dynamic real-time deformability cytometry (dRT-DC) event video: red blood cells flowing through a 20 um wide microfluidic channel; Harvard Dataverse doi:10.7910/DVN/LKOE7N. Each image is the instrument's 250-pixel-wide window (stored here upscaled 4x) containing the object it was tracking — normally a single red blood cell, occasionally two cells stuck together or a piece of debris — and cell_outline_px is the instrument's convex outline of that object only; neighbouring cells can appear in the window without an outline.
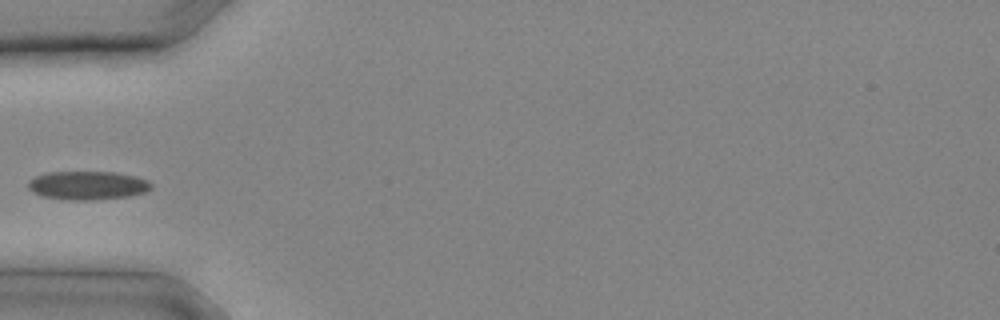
{"species": "common noctule bat (a hibernating species)", "species_latin": "Nyctalus noctula", "temperature_condition": "cold", "stored_images_in_passage": 5, "camera_frame_rate_fps": 3000, "um_per_image_px": 0.085, "animal": {"sex": "male", "body_mass_g": 20.4}, "frame": {"image": 1, "passage_image": 1, "time_ms": 0.0, "image_size_px": [1000, 320], "cell_outline_px": [[152, 188], [144, 192], [128, 196], [92, 200], [68, 200], [44, 196], [32, 192], [28, 188], [28, 180], [44, 172], [116, 172], [136, 176], [148, 180], [152, 184]], "centroid_in_image_um": [7.44, 15.75], "position_along_channel_um": 77.6, "area_um2": 20.58}}
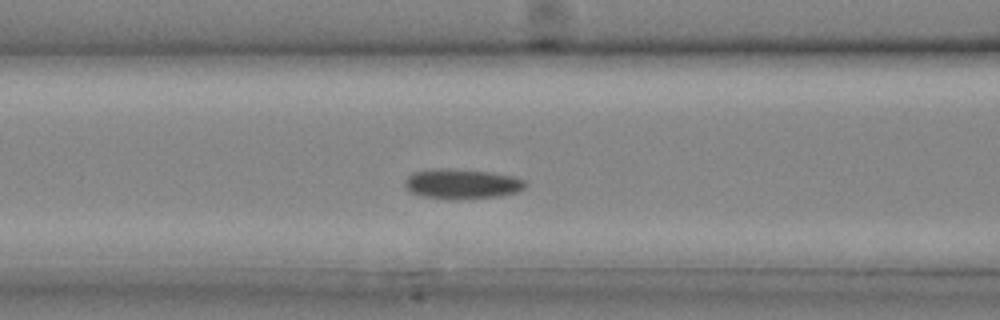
{"frame": {"image": 2, "passage_image": 3, "time_ms": 0.667, "image_size_px": [1000, 320], "cell_outline_px": [[528, 184], [524, 188], [516, 192], [496, 196], [456, 200], [452, 200], [420, 196], [412, 192], [404, 184], [404, 180], [412, 172], [448, 168], [488, 172], [512, 176], [524, 180]], "centroid_in_image_um": [39.25, 15.64], "position_along_channel_um": 127.4, "area_um2": 20.87}}
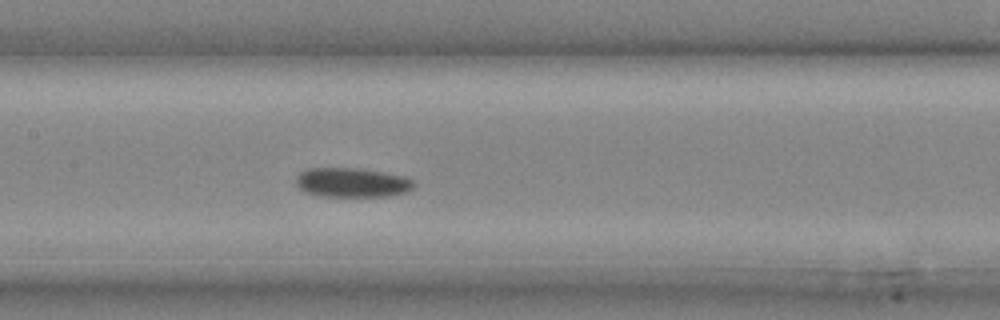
{"frame": {"image": 3, "passage_image": 5, "time_ms": 1.333, "image_size_px": [1000, 320], "cell_outline_px": [[416, 184], [412, 188], [404, 192], [388, 196], [320, 196], [308, 192], [300, 188], [296, 184], [296, 176], [300, 172], [308, 168], [356, 168], [404, 176], [412, 180]], "centroid_in_image_um": [29.9, 15.51], "position_along_channel_um": 177.5, "area_um2": 19.94}}